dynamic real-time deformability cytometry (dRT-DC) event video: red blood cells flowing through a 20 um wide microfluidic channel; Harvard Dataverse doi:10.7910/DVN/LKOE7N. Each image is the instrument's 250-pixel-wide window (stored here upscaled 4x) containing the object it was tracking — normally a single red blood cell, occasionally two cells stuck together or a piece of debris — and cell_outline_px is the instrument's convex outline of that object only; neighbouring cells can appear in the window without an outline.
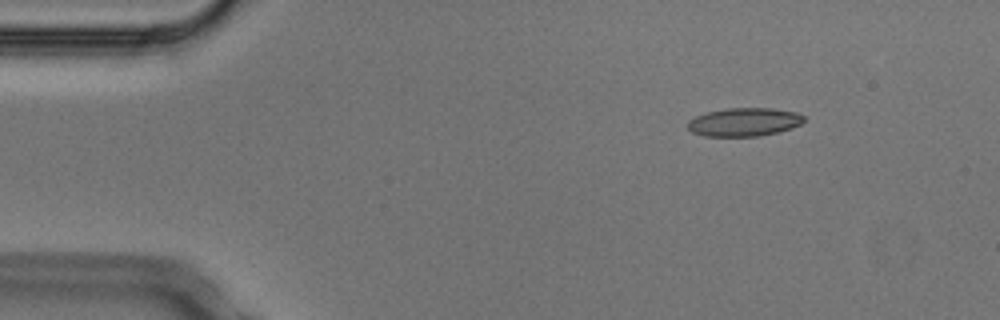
{"species": "Egyptian fruit bat (a non-hibernating species)", "species_latin": "Rousettus aegyptiacus", "temperature_condition": "cold", "stored_images_in_passage": 6, "segment_of_instrument_passage": [2, 2], "camera_frame_rate_fps": 3000, "um_per_image_px": 0.085, "animal": {"sex": "male"}, "frame": {"image": 1, "passage_image": 6, "time_ms": 1.667, "image_size_px": [1000, 320], "cell_outline_px": [[804, 120], [800, 124], [792, 128], [780, 132], [760, 136], [704, 136], [692, 132], [688, 128], [688, 120], [696, 116], [708, 112], [728, 108], [772, 108], [796, 112], [804, 116]], "centroid_in_image_um": [63.27, 10.38], "position_along_channel_um": 21.7, "area_um2": 19.25}}